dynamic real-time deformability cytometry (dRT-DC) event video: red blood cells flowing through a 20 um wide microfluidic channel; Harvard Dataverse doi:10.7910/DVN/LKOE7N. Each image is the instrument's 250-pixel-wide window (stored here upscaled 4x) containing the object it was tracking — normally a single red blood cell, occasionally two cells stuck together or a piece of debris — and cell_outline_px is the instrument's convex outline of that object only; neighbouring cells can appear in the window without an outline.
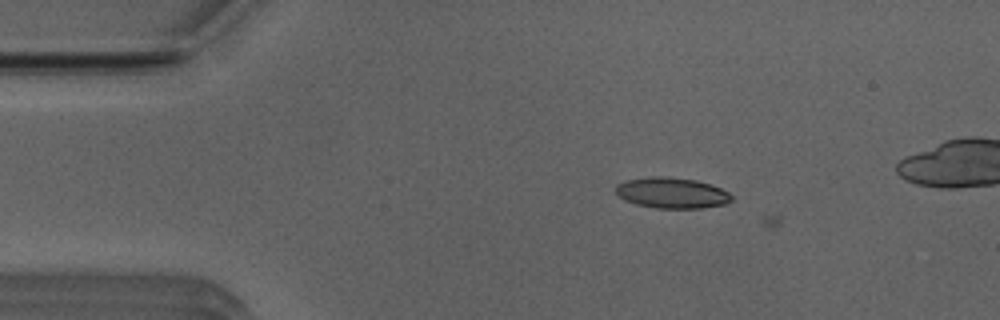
{"species": "Egyptian fruit bat (a non-hibernating species)", "species_latin": "Rousettus aegyptiacus", "temperature_condition": "room temperature", "stored_images_in_passage": 7, "camera_frame_rate_fps": 3000, "um_per_image_px": 0.085, "animal": {"sex": "male"}, "frame": {"image": 1, "passage_image": 6, "time_ms": 1.667, "image_size_px": [1000, 320], "cell_outline_px": [[732, 200], [724, 204], [700, 208], [656, 208], [636, 204], [624, 200], [616, 192], [616, 184], [628, 180], [652, 176], [668, 176], [696, 180], [712, 184], [728, 192], [732, 196]], "centroid_in_image_um": [57.11, 16.39], "position_along_channel_um": 27.9, "area_um2": 20.75}}